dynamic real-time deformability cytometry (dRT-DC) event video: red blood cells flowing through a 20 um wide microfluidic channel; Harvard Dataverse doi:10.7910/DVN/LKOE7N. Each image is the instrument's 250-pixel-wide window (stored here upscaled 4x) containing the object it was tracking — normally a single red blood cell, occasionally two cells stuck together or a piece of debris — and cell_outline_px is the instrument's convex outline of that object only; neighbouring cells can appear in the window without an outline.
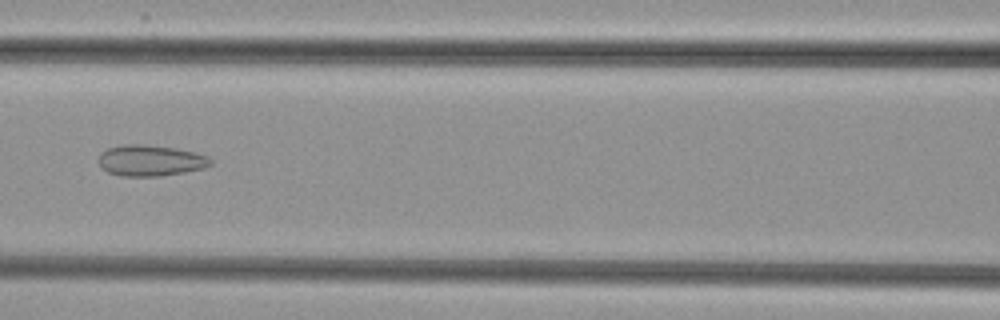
{"species": "common noctule bat (a hibernating species)", "species_latin": "Nyctalus noctula", "temperature_condition": "cold", "stored_images_in_passage": 54, "camera_frame_rate_fps": 3000, "um_per_image_px": 0.085, "animal": {"sex": "female", "body_mass_g": 29.2, "forearm_length_mm": 56.3}, "frame": {"image": 1, "passage_image": 25, "time_ms": 8.0, "image_size_px": [1000, 320], "cell_outline_px": [[212, 164], [204, 168], [184, 172], [160, 176], [120, 176], [108, 172], [100, 164], [100, 152], [108, 148], [124, 144], [144, 144], [176, 148], [196, 152], [208, 156], [212, 160]], "centroid_in_image_um": [12.82, 13.64], "position_along_channel_um": 153.8, "area_um2": 20.29}}
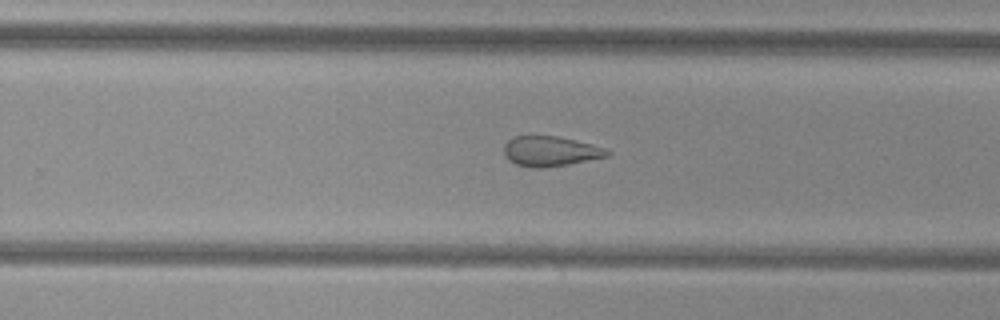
{"frame": {"image": 2, "passage_image": 35, "time_ms": 11.333, "image_size_px": [1000, 320], "cell_outline_px": [[612, 152], [608, 156], [568, 164], [544, 168], [532, 168], [516, 164], [508, 160], [504, 152], [504, 144], [508, 140], [516, 136], [560, 136], [608, 148]], "centroid_in_image_um": [46.81, 12.85], "position_along_channel_um": 283.0, "area_um2": 18.21}}
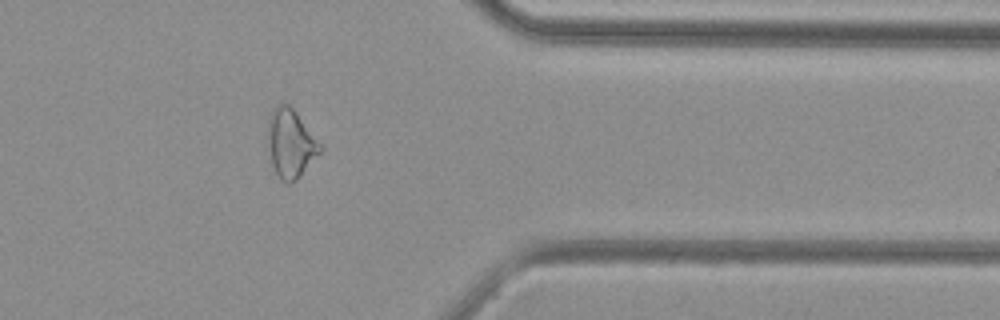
{"frame": {"image": 3, "passage_image": 44, "time_ms": 14.333, "image_size_px": [1000, 320], "cell_outline_px": [[324, 148], [300, 176], [292, 184], [288, 184], [280, 180], [272, 164], [264, 140], [268, 120], [272, 108], [280, 104], [288, 104], [296, 112]], "centroid_in_image_um": [24.65, 12.2], "position_along_channel_um": 386.8, "area_um2": 21.33}}